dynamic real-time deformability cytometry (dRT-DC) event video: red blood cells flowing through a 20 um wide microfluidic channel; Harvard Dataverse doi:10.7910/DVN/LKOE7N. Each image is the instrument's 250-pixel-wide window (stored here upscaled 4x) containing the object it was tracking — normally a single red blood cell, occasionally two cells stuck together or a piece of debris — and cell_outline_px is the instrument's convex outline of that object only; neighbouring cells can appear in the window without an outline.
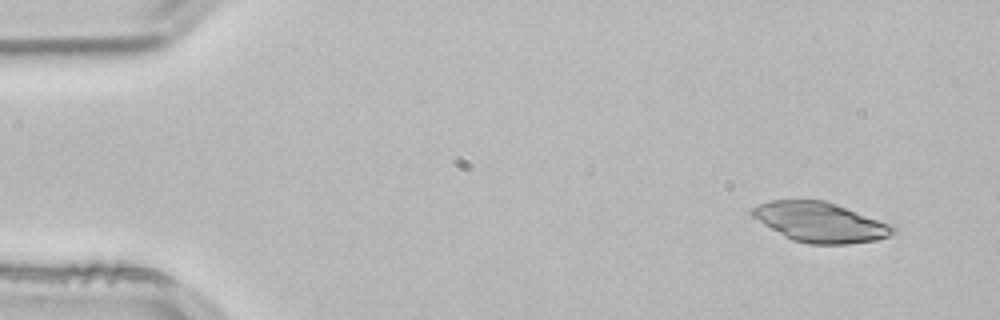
{"species": "common noctule bat (a hibernating species)", "species_latin": "Nyctalus noctula", "temperature_condition": "room temperature", "stored_images_in_passage": 14, "camera_frame_rate_fps": 3000, "um_per_image_px": 0.085, "animal": {"sex": "male", "body_mass_g": 21.5, "forearm_length_mm": 52.0}, "frame": {"image": 1, "passage_image": 1, "time_ms": 0.0, "image_size_px": [1000, 320], "cell_outline_px": [[896, 232], [888, 236], [876, 240], [848, 244], [808, 244], [792, 240], [784, 236], [748, 216], [748, 212], [752, 208], [760, 204], [772, 200], [824, 200], [896, 224]], "centroid_in_image_um": [69.73, 18.89], "position_along_channel_um": 15.3, "area_um2": 33.23}}